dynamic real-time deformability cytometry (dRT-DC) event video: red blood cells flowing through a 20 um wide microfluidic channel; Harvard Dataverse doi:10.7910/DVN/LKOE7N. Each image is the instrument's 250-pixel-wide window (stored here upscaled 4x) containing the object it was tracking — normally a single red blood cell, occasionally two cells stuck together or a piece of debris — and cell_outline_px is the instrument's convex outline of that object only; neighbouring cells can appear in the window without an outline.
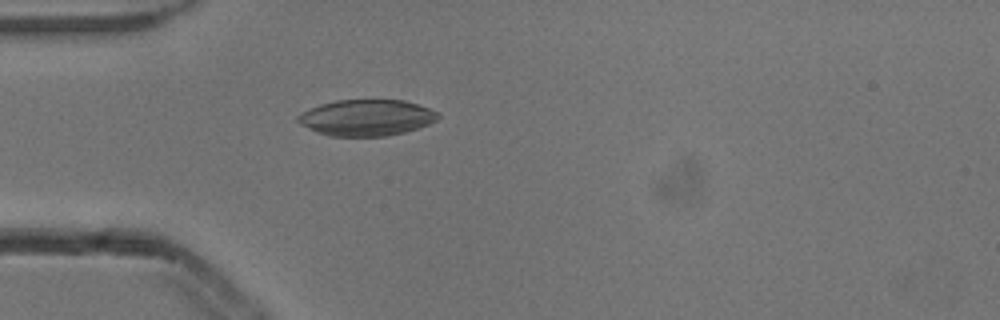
{"species": "common noctule bat (a hibernating species)", "species_latin": "Nyctalus noctula", "temperature_condition": "cold", "stored_images_in_passage": 2, "camera_frame_rate_fps": 3000, "um_per_image_px": 0.085, "animal": {"sex": "male", "body_mass_g": 13.3}, "frame": {"image": 1, "passage_image": 2, "time_ms": 0.333, "image_size_px": [1000, 320], "cell_outline_px": [[440, 116], [436, 120], [428, 124], [404, 132], [388, 136], [328, 136], [316, 132], [300, 124], [296, 120], [296, 116], [300, 112], [320, 104], [336, 100], [404, 100], [428, 108], [436, 112]], "centroid_in_image_um": [31.09, 10.0], "position_along_channel_um": 53.9, "area_um2": 29.54}}